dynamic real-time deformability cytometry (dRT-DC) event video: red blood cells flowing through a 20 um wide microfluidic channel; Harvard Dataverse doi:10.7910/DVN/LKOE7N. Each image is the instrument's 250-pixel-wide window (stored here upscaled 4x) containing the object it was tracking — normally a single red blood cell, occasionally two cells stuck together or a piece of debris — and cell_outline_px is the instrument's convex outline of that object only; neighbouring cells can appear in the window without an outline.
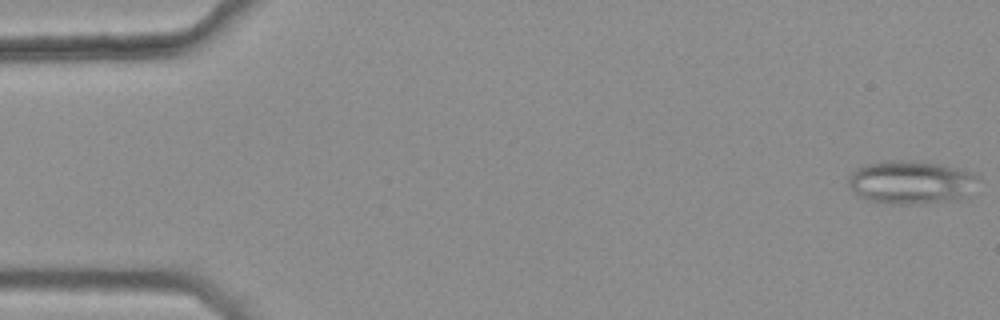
{"species": "common noctule bat (a hibernating species)", "species_latin": "Nyctalus noctula", "temperature_condition": "warm", "stored_images_in_passage": 46, "segment_of_instrument_passage": [1, 2], "camera_frame_rate_fps": 3000, "um_per_image_px": 0.085, "animal": {"sex": "female", "body_mass_g": 25.1}, "frame": {"image": 1, "passage_image": 1, "time_ms": 0.0, "image_size_px": [1000, 320], "cell_outline_px": [[980, 176], [968, 200], [924, 204], [888, 204], [868, 200], [860, 196], [848, 184], [848, 176], [856, 168], [864, 164], [880, 160], [924, 160], [964, 168]], "centroid_in_image_um": [77.54, 15.48], "position_along_channel_um": 7.5, "area_um2": 34.28}}